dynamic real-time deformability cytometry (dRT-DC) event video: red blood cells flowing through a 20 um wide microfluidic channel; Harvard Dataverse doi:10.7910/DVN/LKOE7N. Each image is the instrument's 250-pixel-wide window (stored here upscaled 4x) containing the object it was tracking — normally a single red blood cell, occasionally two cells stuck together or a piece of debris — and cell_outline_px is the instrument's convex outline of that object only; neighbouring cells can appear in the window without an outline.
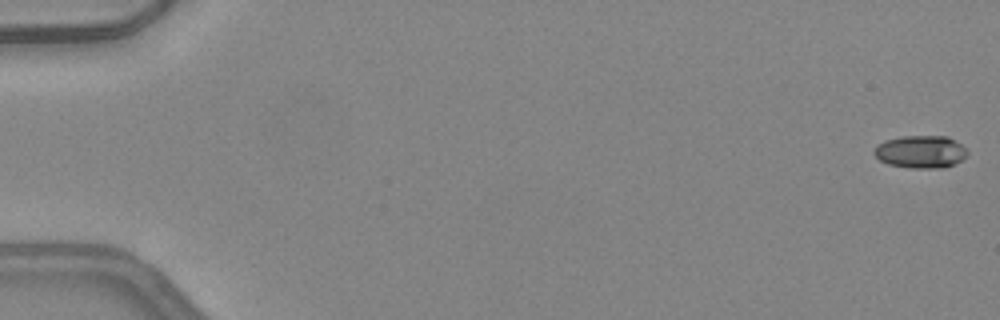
{"species": "common noctule bat (a hibernating species)", "species_latin": "Nyctalus noctula", "temperature_condition": "warm", "stored_images_in_passage": 9, "camera_frame_rate_fps": 3000, "um_per_image_px": 0.085, "animal": {"sex": "female", "body_mass_g": 24.6, "forearm_length_mm": 56.2}, "frame": {"image": 1, "passage_image": 1, "time_ms": 0.0, "image_size_px": [1000, 320], "cell_outline_px": [[968, 152], [960, 160], [944, 168], [908, 168], [888, 164], [880, 160], [872, 152], [876, 144], [884, 140], [900, 136], [948, 136], [960, 144]], "centroid_in_image_um": [78.19, 12.89], "position_along_channel_um": 6.8, "area_um2": 17.74}}